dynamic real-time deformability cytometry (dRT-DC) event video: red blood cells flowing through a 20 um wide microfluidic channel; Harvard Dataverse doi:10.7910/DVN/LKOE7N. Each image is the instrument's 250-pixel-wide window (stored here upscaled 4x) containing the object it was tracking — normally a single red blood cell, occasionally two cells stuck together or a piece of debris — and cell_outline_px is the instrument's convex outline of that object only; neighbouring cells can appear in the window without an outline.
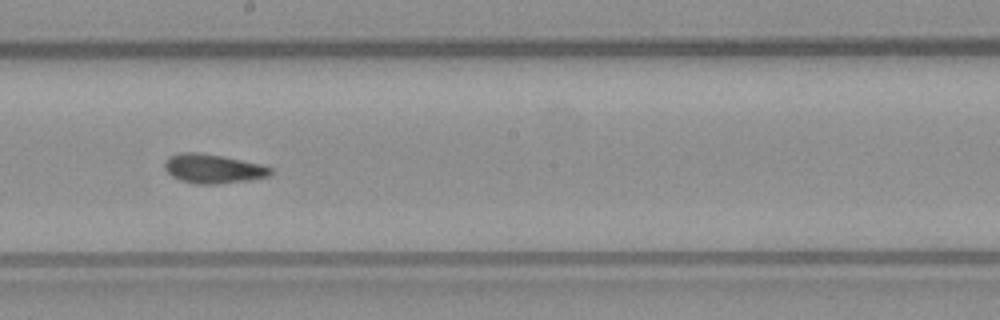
{"species": "common noctule bat (a hibernating species)", "species_latin": "Nyctalus noctula", "temperature_condition": "warm", "stored_images_in_passage": 23, "camera_frame_rate_fps": 3000, "um_per_image_px": 0.085, "animal": {"sex": "male", "body_mass_g": 23.1, "forearm_length_mm": 52.7}, "frame": {"image": 1, "passage_image": 14, "time_ms": 4.333, "image_size_px": [1000, 320], "cell_outline_px": [[272, 172], [268, 176], [248, 180], [220, 184], [196, 184], [180, 180], [172, 176], [164, 168], [164, 160], [168, 156], [180, 152], [196, 152], [220, 156], [260, 164], [272, 168]], "centroid_in_image_um": [18.06, 14.34], "position_along_channel_um": 230.1, "area_um2": 17.92}}
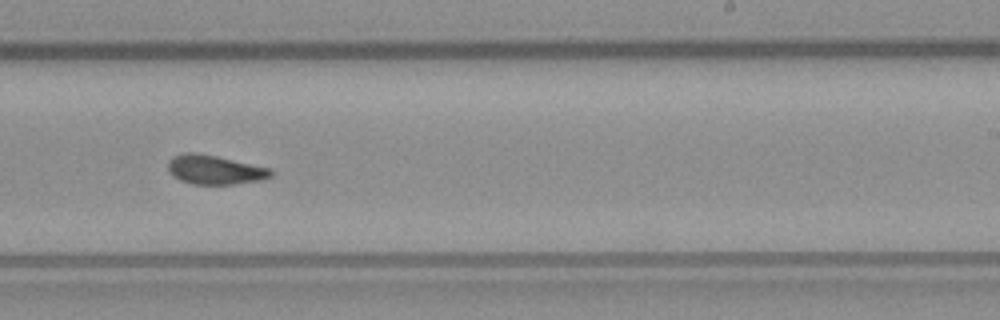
{"frame": {"image": 2, "passage_image": 17, "time_ms": 5.333, "image_size_px": [1000, 320], "cell_outline_px": [[276, 172], [272, 176], [264, 180], [236, 184], [192, 184], [180, 180], [172, 176], [168, 172], [168, 160], [172, 156], [180, 152], [196, 152], [216, 156], [272, 168]], "centroid_in_image_um": [18.27, 14.42], "position_along_channel_um": 270.7, "area_um2": 17.98}}
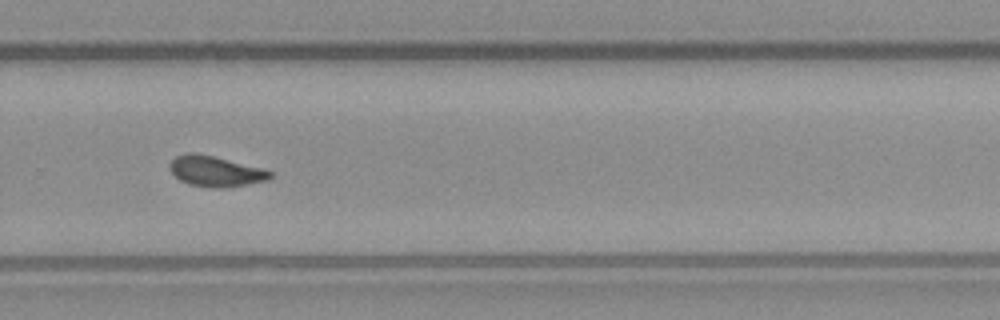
{"frame": {"image": 3, "passage_image": 20, "time_ms": 6.333, "image_size_px": [1000, 320], "cell_outline_px": [[272, 176], [268, 180], [224, 188], [208, 188], [188, 184], [180, 180], [172, 172], [168, 164], [176, 156], [188, 152], [196, 152], [264, 168], [272, 172]], "centroid_in_image_um": [18.31, 14.56], "position_along_channel_um": 311.5, "area_um2": 17.98}}